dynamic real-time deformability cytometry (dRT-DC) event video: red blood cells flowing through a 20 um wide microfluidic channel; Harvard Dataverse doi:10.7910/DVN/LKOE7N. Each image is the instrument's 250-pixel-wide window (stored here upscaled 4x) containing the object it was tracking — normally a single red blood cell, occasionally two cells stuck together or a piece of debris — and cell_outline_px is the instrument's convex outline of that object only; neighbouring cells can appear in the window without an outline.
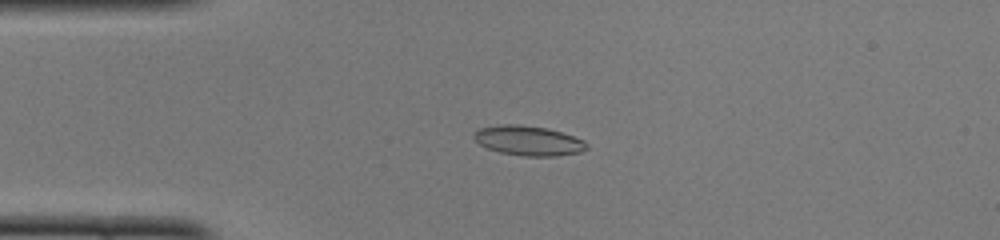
{"species": "common noctule bat (a hibernating species)", "species_latin": "Nyctalus noctula", "temperature_condition": "cold", "stored_images_in_passage": 49, "camera_frame_rate_fps": 3000, "um_per_image_px": 0.085, "animal": {"sex": "female", "body_mass_g": 22.0, "forearm_length_mm": 56.7}, "frame": {"image": 1, "passage_image": 12, "time_ms": 3.667, "image_size_px": [1000, 240], "cell_outline_px": [[588, 148], [580, 152], [556, 156], [524, 156], [500, 152], [488, 148], [480, 144], [472, 136], [472, 132], [480, 128], [500, 124], [520, 124], [548, 128], [584, 140], [588, 144]], "centroid_in_image_um": [44.9, 11.95], "position_along_channel_um": 40.1, "area_um2": 19.59}}
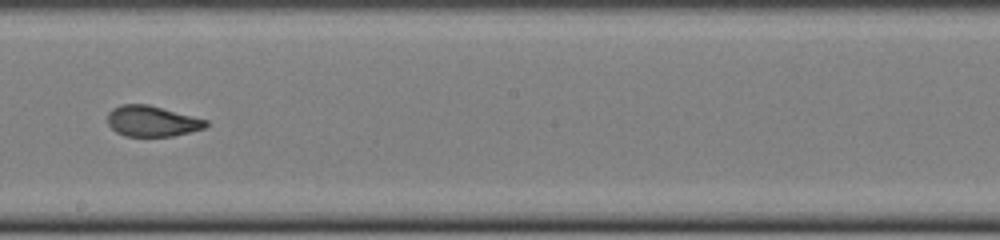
{"frame": {"image": 2, "passage_image": 28, "time_ms": 9.0, "image_size_px": [1000, 240], "cell_outline_px": [[208, 124], [204, 128], [172, 136], [124, 136], [116, 132], [108, 124], [108, 112], [112, 108], [120, 104], [148, 104], [208, 120]], "centroid_in_image_um": [12.89, 10.29], "position_along_channel_um": 235.3, "area_um2": 17.57}}
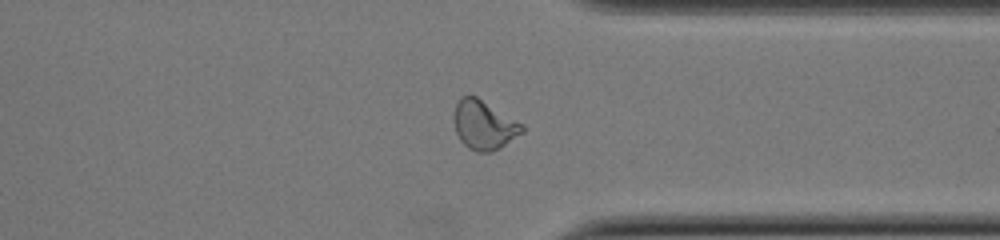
{"frame": {"image": 3, "passage_image": 38, "time_ms": 12.333, "image_size_px": [1000, 240], "cell_outline_px": [[524, 132], [500, 148], [492, 152], [476, 152], [468, 148], [460, 140], [456, 132], [452, 120], [452, 116], [456, 104], [460, 96], [476, 96], [524, 124]], "centroid_in_image_um": [41.12, 10.63], "position_along_channel_um": 370.3, "area_um2": 19.77}, "authors_computed_cell_mechanics": {"area_um2": 18.3804, "velocity_mm_per_s": 4.0954, "shape_relaxation_time_tau1_ms": null, "shape_relaxation_time_tau2_ms": 1.0485, "deformation_change_tau1": null, "deformation_change_tau2": 0.07}}